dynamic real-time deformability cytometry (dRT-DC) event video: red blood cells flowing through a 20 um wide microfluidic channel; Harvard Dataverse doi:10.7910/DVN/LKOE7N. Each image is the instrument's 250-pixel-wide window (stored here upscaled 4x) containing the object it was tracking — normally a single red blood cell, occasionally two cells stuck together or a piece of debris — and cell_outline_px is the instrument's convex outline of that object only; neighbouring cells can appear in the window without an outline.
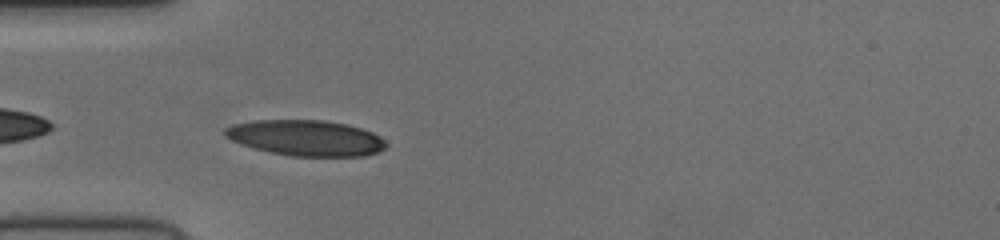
{"species": "human", "species_latin": "Homo sapiens", "temperature_condition": "cold", "stored_images_in_passage": 38, "camera_frame_rate_fps": 3000, "um_per_image_px": 0.085, "donor": {"sex": "female"}, "frame": {"image": 1, "passage_image": 2, "time_ms": 0.333, "image_size_px": [1000, 240], "cell_outline_px": [[388, 144], [384, 148], [376, 152], [364, 156], [292, 156], [272, 152], [240, 144], [224, 136], [224, 128], [232, 124], [252, 120], [324, 120], [348, 124], [372, 132], [380, 136]], "centroid_in_image_um": [25.99, 11.71], "position_along_channel_um": 59.0, "area_um2": 33.52}}
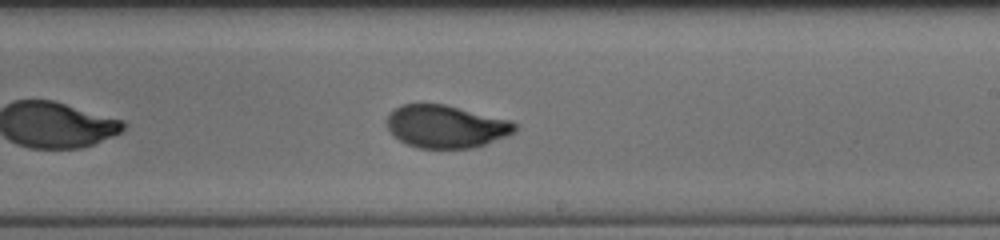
{"frame": {"image": 2, "passage_image": 17, "time_ms": 5.333, "image_size_px": [1000, 240], "cell_outline_px": [[520, 124], [516, 132], [508, 136], [472, 148], [420, 148], [408, 144], [400, 140], [388, 128], [384, 120], [388, 112], [400, 104], [444, 104], [512, 120]], "centroid_in_image_um": [37.93, 10.73], "position_along_channel_um": 251.1, "area_um2": 32.19}}
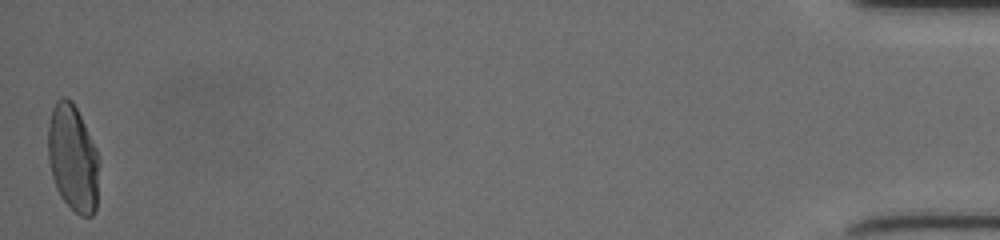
{"frame": {"image": 3, "passage_image": 38, "time_ms": 12.333, "image_size_px": [1000, 240], "cell_outline_px": [[96, 208], [92, 216], [80, 216], [60, 196], [56, 188], [52, 176], [48, 160], [48, 124], [52, 108], [56, 100], [60, 96], [64, 96], [72, 100], [96, 148]], "centroid_in_image_um": [6.14, 13.4], "position_along_channel_um": 429.1, "area_um2": 31.15}}